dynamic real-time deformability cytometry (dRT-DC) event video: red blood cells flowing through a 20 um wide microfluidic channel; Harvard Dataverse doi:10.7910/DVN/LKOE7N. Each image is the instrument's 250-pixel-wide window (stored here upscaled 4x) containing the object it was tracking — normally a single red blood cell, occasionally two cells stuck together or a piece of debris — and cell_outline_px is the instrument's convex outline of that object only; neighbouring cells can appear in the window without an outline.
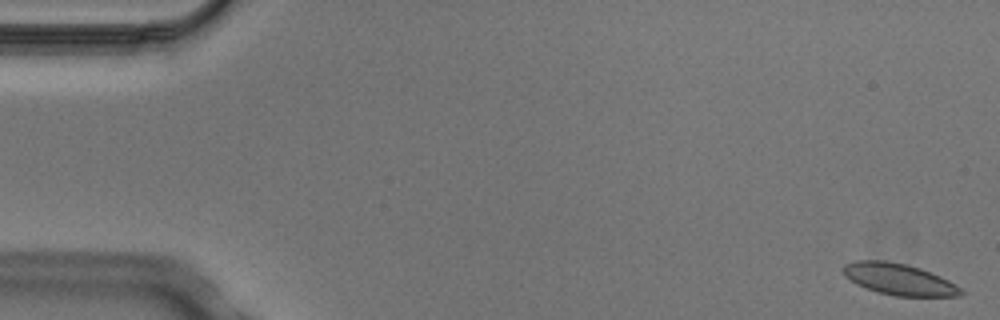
{"species": "Egyptian fruit bat (a non-hibernating species)", "species_latin": "Rousettus aegyptiacus", "temperature_condition": "cold", "stored_images_in_passage": 5, "camera_frame_rate_fps": 3000, "um_per_image_px": 0.085, "animal": {"sex": "male"}, "frame": {"image": 1, "passage_image": 1, "time_ms": 0.0, "image_size_px": [1000, 320], "cell_outline_px": [[964, 292], [960, 296], [896, 296], [880, 292], [856, 284], [844, 276], [840, 268], [844, 264], [856, 260], [884, 260], [904, 264], [920, 268], [940, 276], [948, 280], [960, 288]], "centroid_in_image_um": [76.37, 23.72], "position_along_channel_um": 8.6, "area_um2": 21.44}}